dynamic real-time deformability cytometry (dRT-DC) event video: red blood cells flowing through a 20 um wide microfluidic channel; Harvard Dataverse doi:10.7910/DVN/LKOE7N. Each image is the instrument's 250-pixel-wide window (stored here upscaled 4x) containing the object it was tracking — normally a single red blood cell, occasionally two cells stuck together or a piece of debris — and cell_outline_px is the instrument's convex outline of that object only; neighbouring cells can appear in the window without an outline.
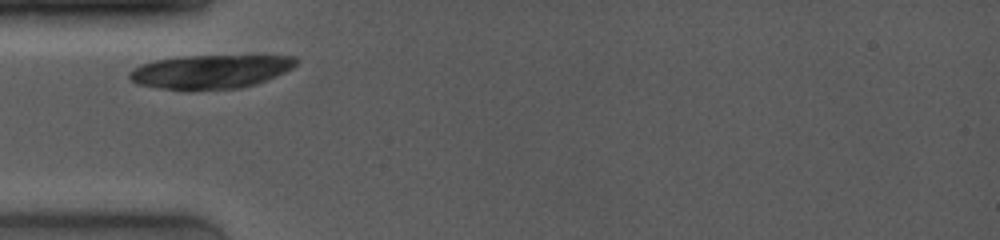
{"species": "common noctule bat (a hibernating species)", "species_latin": "Nyctalus noctula", "temperature_condition": "room temperature", "stored_images_in_passage": 3, "camera_frame_rate_fps": 4000, "um_per_image_px": 0.085, "animal": {"sex": "female", "body_mass_g": 19.0, "forearm_length_mm": 53.3}, "frame": {"image": 1, "passage_image": 1, "time_ms": 0.0, "image_size_px": [1000, 240], "cell_outline_px": [[296, 64], [292, 68], [284, 72], [256, 84], [240, 88], [160, 88], [140, 84], [132, 80], [128, 76], [128, 72], [132, 68], [140, 64], [156, 60], [180, 56], [296, 56]], "centroid_in_image_um": [17.87, 6.06], "position_along_channel_um": 67.1, "area_um2": 31.96}}
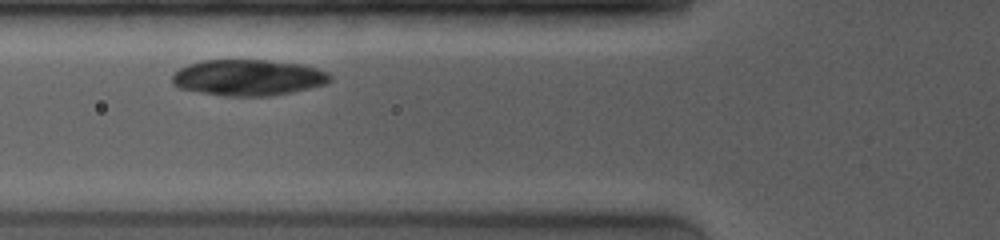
{"frame": {"image": 2, "passage_image": 2, "time_ms": 1.0, "image_size_px": [1000, 240], "cell_outline_px": [[332, 80], [328, 84], [292, 92], [268, 96], [228, 96], [200, 92], [180, 88], [172, 84], [172, 72], [188, 64], [200, 60], [268, 60], [304, 64], [328, 72], [332, 76]], "centroid_in_image_um": [21.12, 6.58], "position_along_channel_um": 104.7, "area_um2": 33.52}}